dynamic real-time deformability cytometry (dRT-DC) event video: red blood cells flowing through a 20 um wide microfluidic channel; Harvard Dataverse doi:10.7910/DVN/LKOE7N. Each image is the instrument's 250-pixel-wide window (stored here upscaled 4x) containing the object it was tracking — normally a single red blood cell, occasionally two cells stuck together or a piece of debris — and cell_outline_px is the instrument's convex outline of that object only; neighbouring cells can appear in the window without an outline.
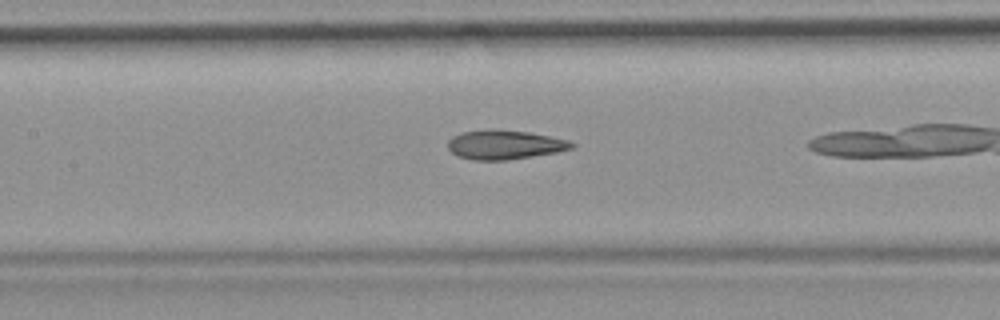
{"species": "common noctule bat (a hibernating species)", "species_latin": "Nyctalus noctula", "temperature_condition": "room temperature", "stored_images_in_passage": 33, "camera_frame_rate_fps": 3000, "um_per_image_px": 0.085, "animal": {"sex": "female", "body_mass_g": 19.9}, "frame": {"image": 1, "passage_image": 15, "time_ms": 4.667, "image_size_px": [1000, 320], "cell_outline_px": [[576, 144], [572, 148], [556, 152], [508, 160], [472, 160], [456, 156], [448, 148], [448, 140], [452, 136], [460, 132], [488, 128], [496, 128], [528, 132], [568, 140]], "centroid_in_image_um": [42.83, 12.28], "position_along_channel_um": 164.6, "area_um2": 21.33}}